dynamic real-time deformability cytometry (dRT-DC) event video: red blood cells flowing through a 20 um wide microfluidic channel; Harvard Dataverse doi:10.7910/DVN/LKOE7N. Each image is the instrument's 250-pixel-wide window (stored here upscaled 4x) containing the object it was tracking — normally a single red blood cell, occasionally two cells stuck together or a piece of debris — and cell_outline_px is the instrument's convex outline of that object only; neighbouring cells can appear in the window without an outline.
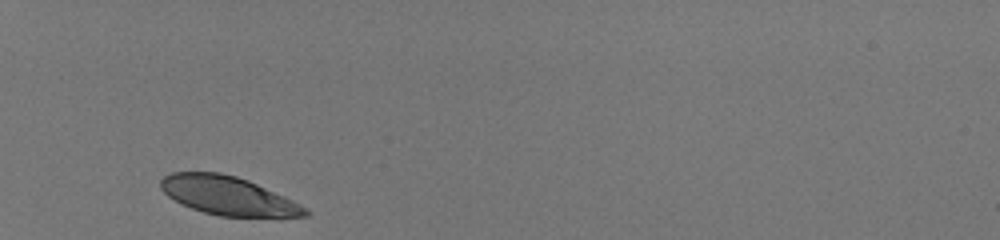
{"species": "human", "species_latin": "Homo sapiens", "temperature_condition": "room temperature", "stored_images_in_passage": 29, "camera_frame_rate_fps": 3000, "um_per_image_px": 0.085, "donor": {"sex": "male"}, "frame": {"image": 1, "passage_image": 1, "time_ms": 0.0, "image_size_px": [1000, 240], "cell_outline_px": [[312, 212], [308, 216], [280, 220], [220, 216], [204, 212], [180, 204], [168, 196], [160, 188], [160, 180], [164, 176], [172, 172], [220, 172], [236, 176], [248, 180], [292, 200], [308, 208]], "centroid_in_image_um": [19.49, 16.69], "position_along_channel_um": 65.5, "area_um2": 33.58}}
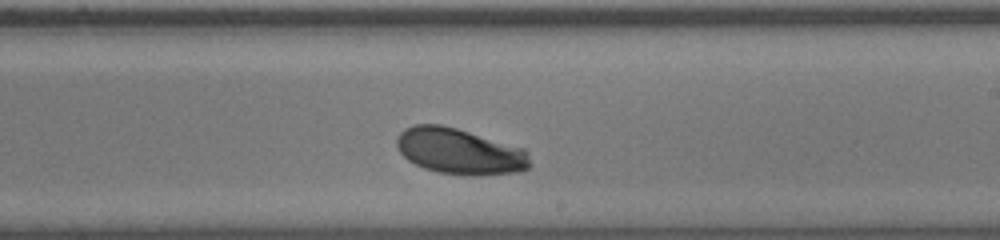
{"frame": {"image": 2, "passage_image": 17, "time_ms": 5.333, "image_size_px": [1000, 240], "cell_outline_px": [[532, 168], [516, 172], [476, 176], [472, 176], [440, 172], [424, 168], [408, 160], [400, 152], [396, 144], [396, 140], [400, 132], [404, 128], [412, 124], [440, 124], [456, 128], [524, 148], [528, 152], [532, 164]], "centroid_in_image_um": [39.09, 12.86], "position_along_channel_um": 249.9, "area_um2": 35.84}}
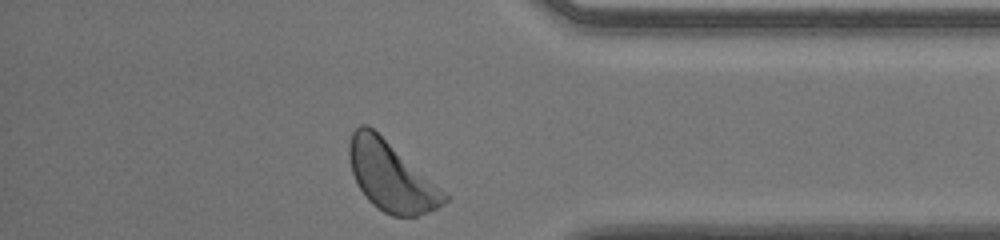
{"frame": {"image": 3, "passage_image": 29, "time_ms": 9.333, "image_size_px": [1000, 240], "cell_outline_px": [[452, 196], [444, 204], [428, 212], [416, 216], [392, 216], [384, 212], [372, 204], [368, 200], [360, 188], [352, 172], [348, 156], [348, 144], [352, 132], [360, 124], [368, 124]], "centroid_in_image_um": [33.26, 14.99], "position_along_channel_um": 401.9, "area_um2": 38.55}, "authors_computed_cell_mechanics": {"area_um2": 35.2002, "velocity_mm_per_s": 3.9617, "shape_relaxation_time_tau1_ms": 1.936, "shape_relaxation_time_tau2_ms": null, "deformation_change_tau1": 0.1107, "deformation_change_tau2": null}}